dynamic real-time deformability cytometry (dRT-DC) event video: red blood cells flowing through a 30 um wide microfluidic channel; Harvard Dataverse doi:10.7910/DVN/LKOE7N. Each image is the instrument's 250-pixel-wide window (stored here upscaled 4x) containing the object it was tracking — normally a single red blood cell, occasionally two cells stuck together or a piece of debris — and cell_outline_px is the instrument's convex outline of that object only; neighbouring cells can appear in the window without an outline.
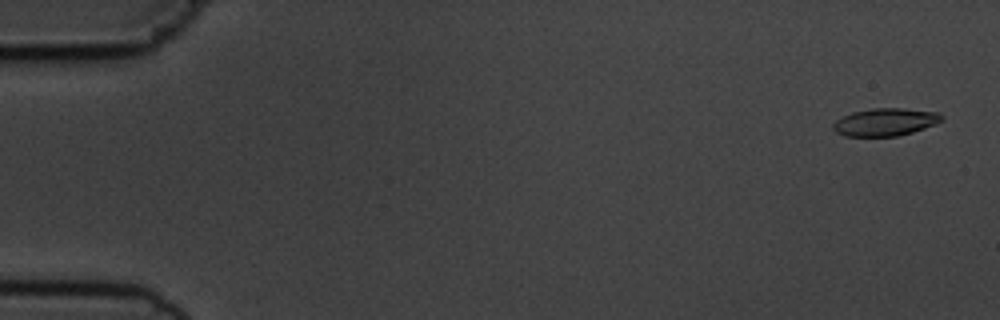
{"species": "common noctule bat (a hibernating species)", "species_latin": "Nyctalus noctula", "temperature_condition": "cold", "stored_images_in_passage": 5, "camera_frame_rate_fps": 3000, "um_per_image_px": 0.085, "animal": {"sex": "male", "body_mass_g": 19.5, "forearm_length_mm": 54.6}, "frame": {"image": 1, "passage_image": 1, "time_ms": 0.0, "image_size_px": [1000, 320], "cell_outline_px": [[944, 120], [936, 124], [912, 132], [896, 136], [844, 136], [836, 132], [832, 128], [832, 124], [836, 120], [852, 112], [872, 108], [900, 108], [940, 112], [944, 116]], "centroid_in_image_um": [75.27, 10.37], "position_along_channel_um": 9.7, "area_um2": 17.57}}
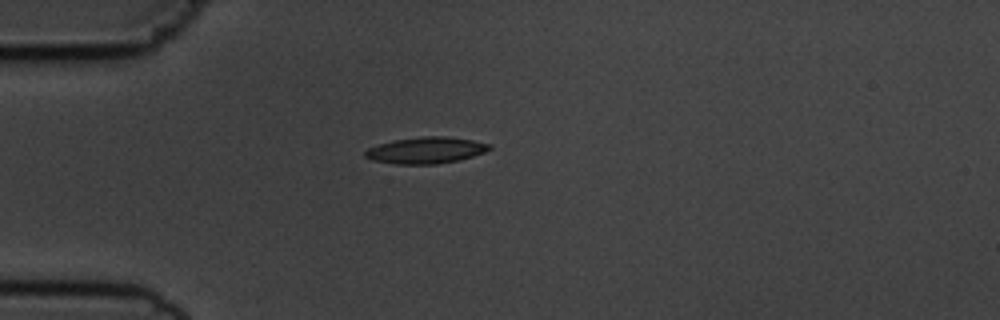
{"frame": {"image": 2, "passage_image": 4, "time_ms": 4.333, "image_size_px": [1000, 320], "cell_outline_px": [[492, 148], [484, 152], [460, 160], [436, 164], [396, 164], [372, 160], [364, 156], [364, 152], [368, 148], [392, 140], [424, 136], [444, 136], [472, 140], [492, 144]], "centroid_in_image_um": [36.21, 12.77], "position_along_channel_um": 48.8, "area_um2": 19.13}}